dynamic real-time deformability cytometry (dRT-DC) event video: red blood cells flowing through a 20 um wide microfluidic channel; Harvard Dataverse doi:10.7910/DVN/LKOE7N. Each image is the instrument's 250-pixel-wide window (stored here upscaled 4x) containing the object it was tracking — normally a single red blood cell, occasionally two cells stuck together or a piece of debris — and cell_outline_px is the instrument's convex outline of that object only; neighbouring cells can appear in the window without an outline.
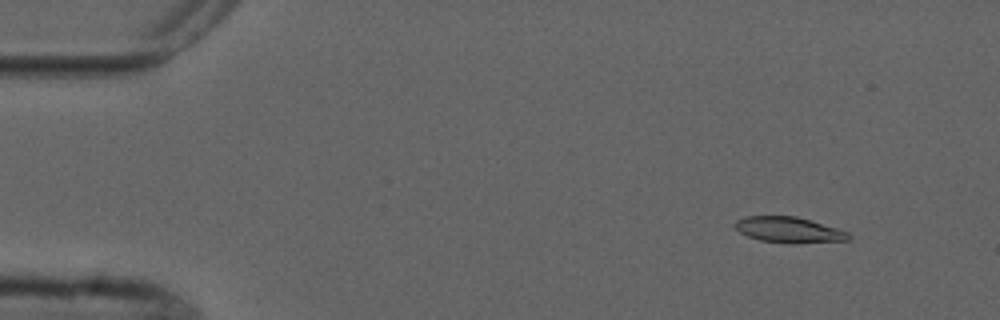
{"species": "common noctule bat (a hibernating species)", "species_latin": "Nyctalus noctula", "temperature_condition": "cold", "stored_images_in_passage": 5, "camera_frame_rate_fps": 3000, "um_per_image_px": 0.085, "animal": {"sex": "male", "forearm_length_mm": 52.5}, "frame": {"image": 1, "passage_image": 2, "time_ms": 1.333, "image_size_px": [1000, 320], "cell_outline_px": [[852, 236], [848, 240], [792, 244], [760, 240], [748, 236], [740, 232], [732, 224], [736, 220], [744, 216], [796, 216], [836, 228], [848, 232]], "centroid_in_image_um": [67.03, 19.54], "position_along_channel_um": 18.0, "area_um2": 17.05}}
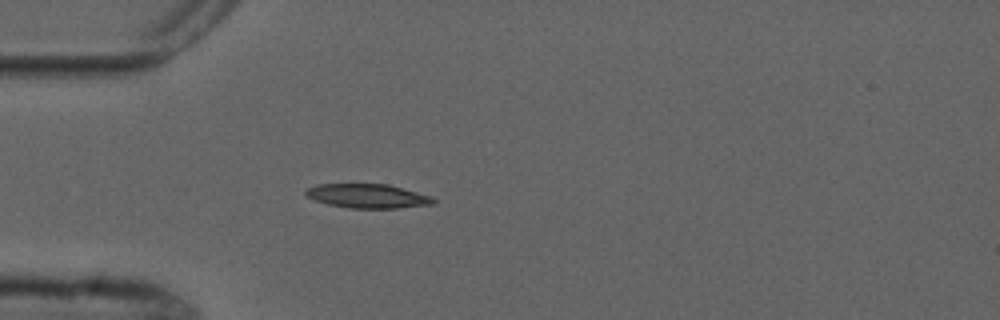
{"frame": {"image": 2, "passage_image": 5, "time_ms": 4.667, "image_size_px": [1000, 320], "cell_outline_px": [[436, 204], [396, 208], [348, 208], [328, 204], [316, 200], [308, 196], [304, 192], [308, 188], [316, 184], [388, 184], [432, 196], [436, 200]], "centroid_in_image_um": [31.29, 16.66], "position_along_channel_um": 53.7, "area_um2": 17.92}}